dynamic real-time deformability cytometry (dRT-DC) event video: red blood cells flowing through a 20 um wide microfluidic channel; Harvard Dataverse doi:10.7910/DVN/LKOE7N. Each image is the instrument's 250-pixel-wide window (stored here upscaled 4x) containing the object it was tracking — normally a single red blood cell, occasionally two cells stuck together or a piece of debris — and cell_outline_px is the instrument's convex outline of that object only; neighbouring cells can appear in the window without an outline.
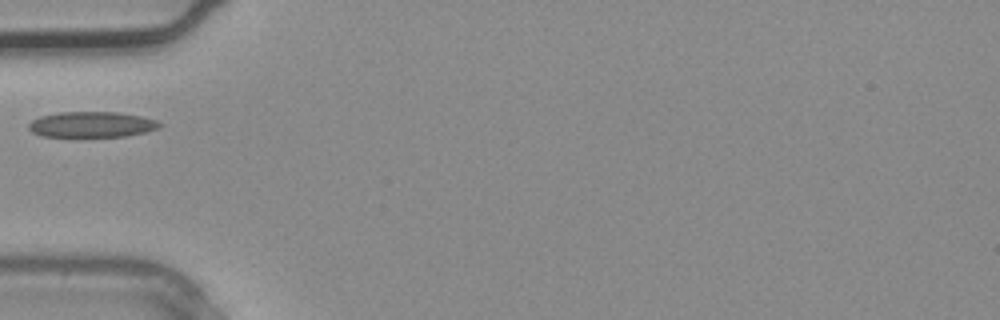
{"species": "common noctule bat (a hibernating species)", "species_latin": "Nyctalus noctula", "temperature_condition": "warm", "stored_images_in_passage": 1, "camera_frame_rate_fps": 3000, "um_per_image_px": 0.085, "animal": {"sex": "male", "body_mass_g": 20.4}, "frame": {"image": 1, "passage_image": 1, "time_ms": 0.0, "image_size_px": [1000, 320], "cell_outline_px": [[164, 124], [160, 128], [144, 132], [124, 136], [44, 136], [32, 132], [28, 128], [28, 124], [32, 120], [40, 116], [60, 112], [116, 112], [140, 116], [156, 120]], "centroid_in_image_um": [7.81, 10.57], "position_along_channel_um": 77.2, "area_um2": 19.42}}